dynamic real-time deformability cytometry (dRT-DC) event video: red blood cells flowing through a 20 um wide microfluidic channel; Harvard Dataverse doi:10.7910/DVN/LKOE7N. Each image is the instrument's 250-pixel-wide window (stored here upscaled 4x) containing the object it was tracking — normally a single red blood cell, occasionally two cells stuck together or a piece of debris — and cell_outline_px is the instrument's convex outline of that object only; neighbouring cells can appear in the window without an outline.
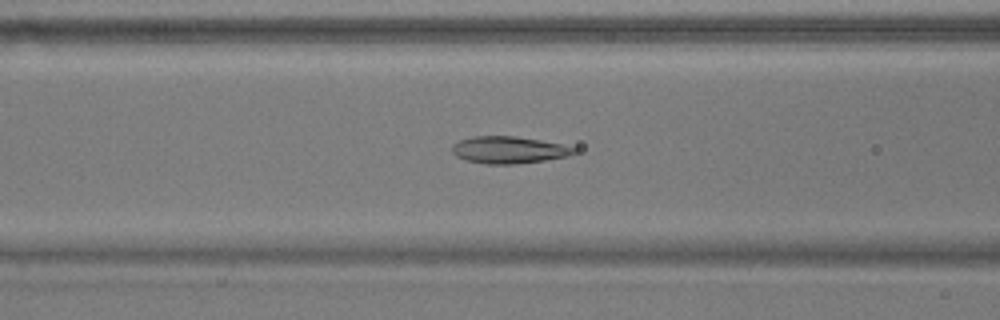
{"species": "common noctule bat (a hibernating species)", "species_latin": "Nyctalus noctula", "temperature_condition": "warm", "stored_images_in_passage": 43, "camera_frame_rate_fps": 3000, "um_per_image_px": 0.085, "animal": {"sex": "male", "body_mass_g": 17.9}, "frame": {"image": 1, "passage_image": 15, "time_ms": 4.667, "image_size_px": [1000, 320], "cell_outline_px": [[576, 152], [568, 156], [544, 160], [516, 164], [484, 164], [464, 160], [456, 156], [452, 152], [452, 144], [460, 140], [472, 136], [516, 136], [540, 140], [560, 144], [576, 148]], "centroid_in_image_um": [43.2, 12.74], "position_along_channel_um": 123.4, "area_um2": 19.25}}
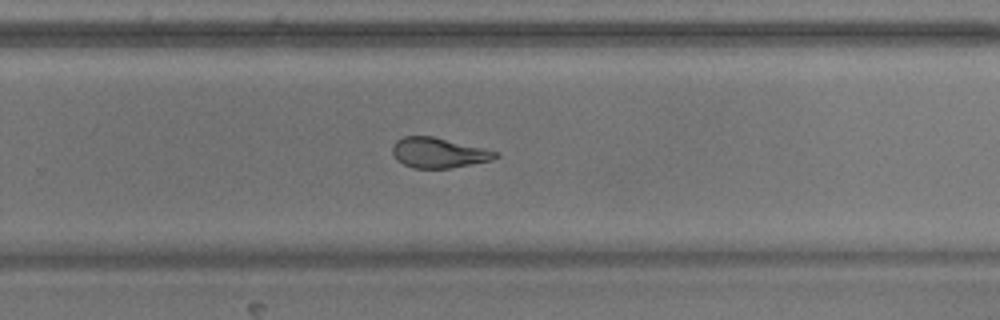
{"frame": {"image": 2, "passage_image": 29, "time_ms": 9.333, "image_size_px": [1000, 320], "cell_outline_px": [[500, 156], [492, 160], [452, 168], [412, 168], [396, 160], [392, 152], [392, 148], [396, 140], [404, 136], [432, 136], [484, 148], [496, 152]], "centroid_in_image_um": [37.26, 12.99], "position_along_channel_um": 292.5, "area_um2": 18.09}}
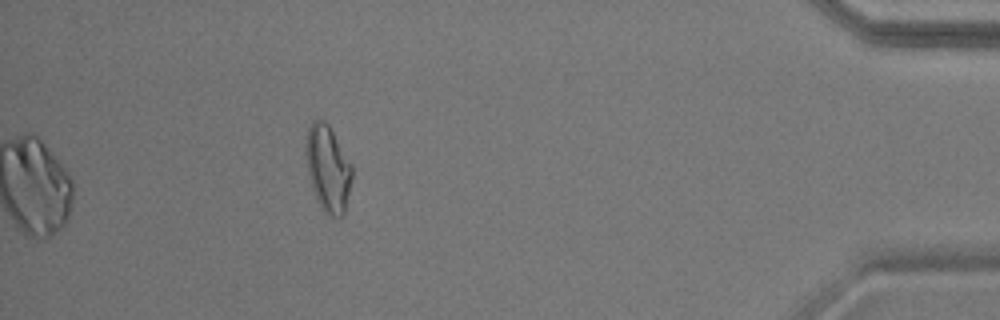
{"frame": {"image": 3, "passage_image": 43, "time_ms": 14.0, "image_size_px": [1000, 320], "cell_outline_px": [[352, 180], [344, 216], [332, 216], [324, 212], [316, 196], [308, 172], [304, 148], [308, 128], [312, 120], [324, 120], [328, 124], [352, 164]], "centroid_in_image_um": [27.88, 14.3], "position_along_channel_um": 407.3, "area_um2": 23.12}, "authors_computed_cell_mechanics": {"area_um2": 19.5364, "velocity_mm_per_s": 3.6283, "shape_relaxation_time_tau1_ms": 6.5689, "shape_relaxation_time_tau2_ms": 2.3675, "deformation_change_tau1": 0.2099, "deformation_change_tau2": 0.0832}}